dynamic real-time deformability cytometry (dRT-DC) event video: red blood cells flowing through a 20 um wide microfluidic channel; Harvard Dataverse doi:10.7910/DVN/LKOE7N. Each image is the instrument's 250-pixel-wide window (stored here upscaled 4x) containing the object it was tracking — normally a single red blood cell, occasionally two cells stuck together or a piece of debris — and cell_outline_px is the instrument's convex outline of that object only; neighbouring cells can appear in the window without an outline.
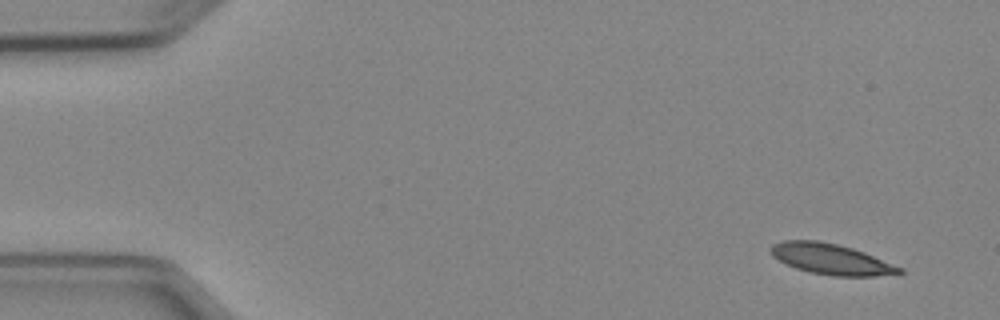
{"species": "Egyptian fruit bat (a non-hibernating species)", "species_latin": "Rousettus aegyptiacus", "temperature_condition": "cold", "stored_images_in_passage": 4, "camera_frame_rate_fps": 3000, "um_per_image_px": 0.085, "animal": {"sex": "female"}, "frame": {"image": 1, "passage_image": 1, "time_ms": 0.0, "image_size_px": [1000, 320], "cell_outline_px": [[904, 272], [876, 276], [832, 276], [812, 272], [796, 268], [772, 256], [768, 248], [772, 244], [784, 240], [816, 240], [836, 244], [852, 248], [864, 252], [904, 268]], "centroid_in_image_um": [70.64, 22.02], "position_along_channel_um": 14.4, "area_um2": 22.89}}
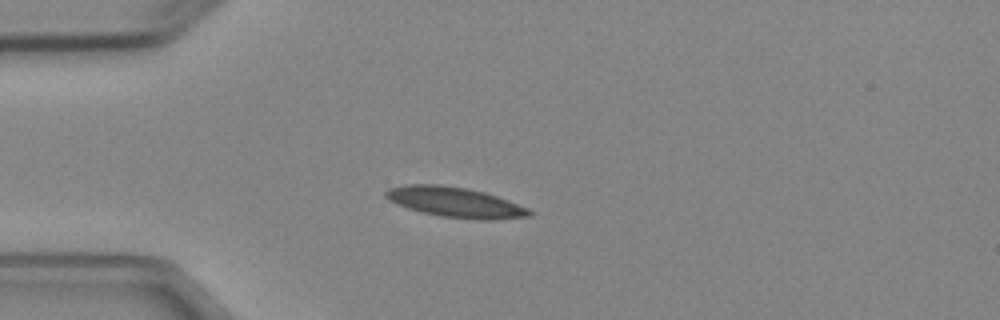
{"frame": {"image": 2, "passage_image": 4, "time_ms": 3.333, "image_size_px": [1000, 320], "cell_outline_px": [[532, 216], [492, 220], [476, 220], [440, 216], [408, 208], [396, 204], [388, 200], [384, 196], [384, 192], [388, 188], [404, 184], [440, 184], [464, 188], [484, 192], [508, 200], [528, 208], [532, 212]], "centroid_in_image_um": [38.66, 17.19], "position_along_channel_um": 46.3, "area_um2": 25.32}}